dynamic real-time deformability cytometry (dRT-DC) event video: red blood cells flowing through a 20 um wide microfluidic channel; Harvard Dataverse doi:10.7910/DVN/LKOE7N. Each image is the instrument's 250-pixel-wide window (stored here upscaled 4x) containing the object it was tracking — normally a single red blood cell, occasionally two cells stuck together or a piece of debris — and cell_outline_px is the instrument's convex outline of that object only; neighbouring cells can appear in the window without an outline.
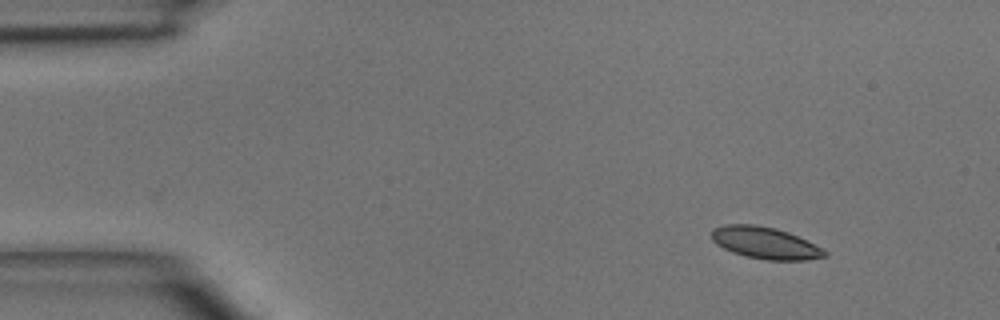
{"species": "common noctule bat (a hibernating species)", "species_latin": "Nyctalus noctula", "temperature_condition": "room temperature", "stored_images_in_passage": 6, "camera_frame_rate_fps": 3000, "um_per_image_px": 0.085, "animal": {"sex": "male", "body_mass_g": 15.6}, "frame": {"image": 1, "passage_image": 2, "time_ms": 1.0, "image_size_px": [1000, 320], "cell_outline_px": [[828, 256], [804, 260], [768, 260], [744, 256], [732, 252], [716, 244], [712, 240], [712, 228], [724, 224], [756, 224], [776, 228], [788, 232], [828, 252]], "centroid_in_image_um": [64.99, 20.64], "position_along_channel_um": 20.0, "area_um2": 20.87}}
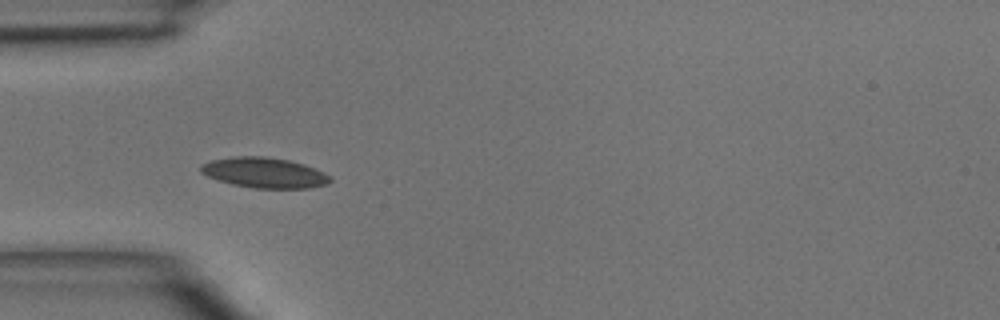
{"frame": {"image": 2, "passage_image": 4, "time_ms": 4.0, "image_size_px": [1000, 320], "cell_outline_px": [[332, 180], [328, 184], [312, 188], [256, 188], [232, 184], [208, 176], [200, 172], [200, 164], [208, 160], [232, 156], [264, 156], [288, 160], [304, 164], [324, 172], [332, 176]], "centroid_in_image_um": [22.48, 14.67], "position_along_channel_um": 62.5, "area_um2": 23.06}}